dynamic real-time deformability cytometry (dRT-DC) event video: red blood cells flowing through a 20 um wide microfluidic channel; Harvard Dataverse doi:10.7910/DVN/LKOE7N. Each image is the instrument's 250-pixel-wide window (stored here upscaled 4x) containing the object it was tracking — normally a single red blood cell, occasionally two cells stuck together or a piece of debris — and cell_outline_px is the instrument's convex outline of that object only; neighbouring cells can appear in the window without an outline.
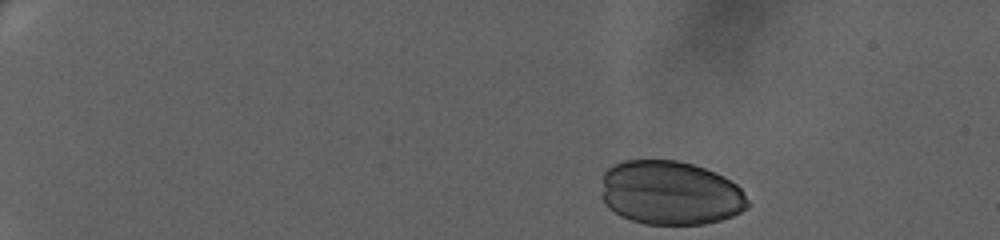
{"species": "human", "species_latin": "Homo sapiens", "temperature_condition": "warm", "stored_images_in_passage": 51, "camera_frame_rate_fps": 3000, "um_per_image_px": 0.085, "donor": {"sex": "female"}, "frame": {"image": 1, "passage_image": 1, "time_ms": 0.0, "image_size_px": [1000, 240], "cell_outline_px": [[748, 204], [740, 212], [732, 216], [720, 220], [704, 224], [644, 224], [620, 216], [608, 208], [604, 204], [600, 196], [604, 172], [612, 164], [624, 160], [676, 160], [692, 164], [716, 172], [724, 176], [736, 184], [740, 188], [748, 200]], "centroid_in_image_um": [56.93, 16.39], "position_along_channel_um": 28.1, "area_um2": 55.03}}
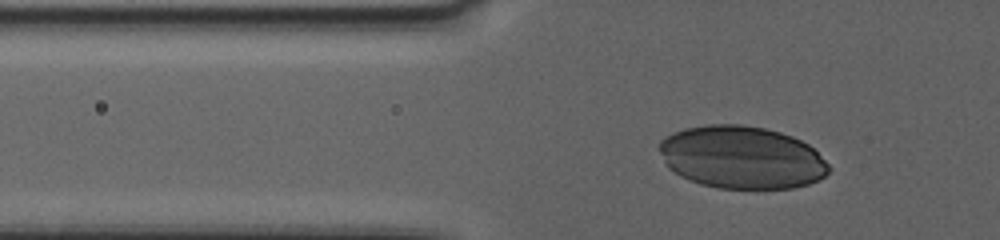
{"frame": {"image": 2, "passage_image": 15, "time_ms": 4.667, "image_size_px": [1000, 240], "cell_outline_px": [[832, 168], [824, 176], [808, 184], [792, 188], [720, 188], [700, 184], [680, 176], [668, 168], [664, 164], [656, 148], [660, 140], [664, 136], [672, 132], [684, 128], [708, 124], [740, 124], [764, 128], [780, 132], [792, 136], [808, 144]], "centroid_in_image_um": [62.97, 13.36], "position_along_channel_um": 62.8, "area_um2": 62.25}}